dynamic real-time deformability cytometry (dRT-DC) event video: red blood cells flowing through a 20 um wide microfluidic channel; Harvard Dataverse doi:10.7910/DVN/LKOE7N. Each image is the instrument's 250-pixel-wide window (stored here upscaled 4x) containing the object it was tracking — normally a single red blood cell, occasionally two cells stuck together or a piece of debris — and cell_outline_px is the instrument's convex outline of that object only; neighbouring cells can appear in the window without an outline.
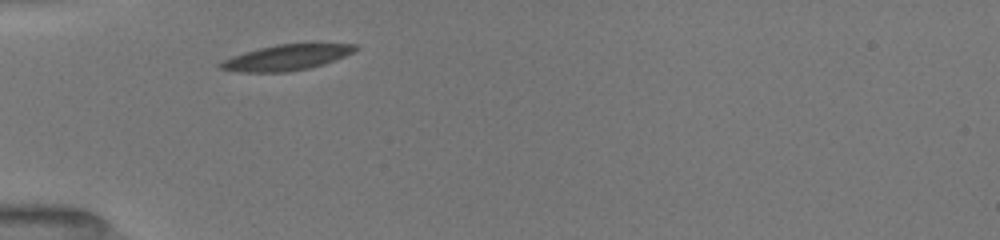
{"species": "common noctule bat (a hibernating species)", "species_latin": "Nyctalus noctula", "temperature_condition": "room temperature", "stored_images_in_passage": 27, "camera_frame_rate_fps": 3000, "um_per_image_px": 0.085, "animal": {"sex": "female", "body_mass_g": 19.5, "forearm_length_mm": 54.1}, "frame": {"image": 1, "passage_image": 1, "time_ms": 0.0, "image_size_px": [1000, 240], "cell_outline_px": [[360, 48], [344, 56], [324, 64], [308, 68], [288, 72], [240, 72], [220, 68], [216, 64], [232, 56], [244, 52], [276, 44], [356, 44]], "centroid_in_image_um": [24.33, 4.89], "position_along_channel_um": 60.7, "area_um2": 19.94}}
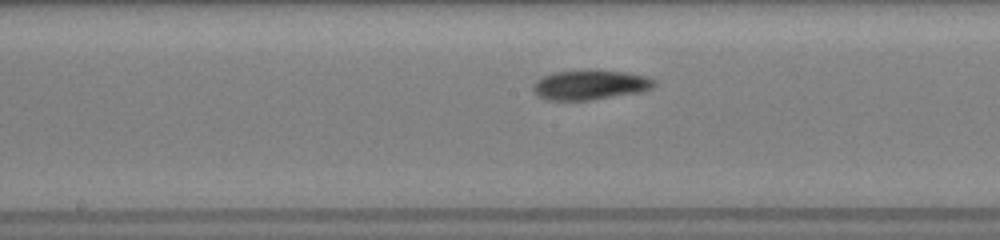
{"frame": {"image": 2, "passage_image": 10, "time_ms": 3.667, "image_size_px": [1000, 240], "cell_outline_px": [[656, 84], [652, 88], [644, 92], [588, 100], [548, 100], [536, 96], [532, 88], [532, 84], [536, 80], [544, 76], [556, 72], [588, 68], [596, 68], [624, 72], [648, 76], [656, 80]], "centroid_in_image_um": [50.18, 7.19], "position_along_channel_um": 198.0, "area_um2": 21.68}}
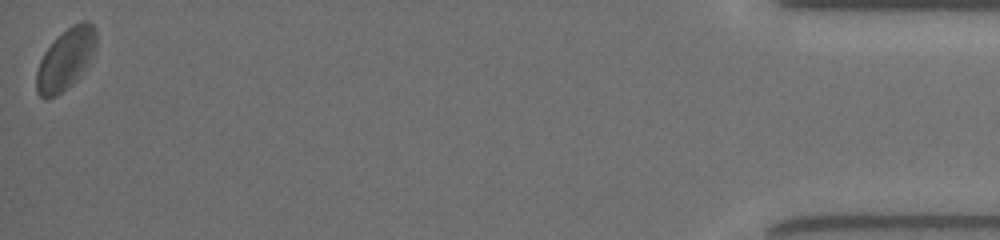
{"frame": {"image": 3, "passage_image": 27, "time_ms": 11.667, "image_size_px": [1000, 240], "cell_outline_px": [[96, 44], [92, 52], [76, 80], [56, 96], [48, 100], [44, 100], [36, 92], [36, 72], [40, 60], [44, 52], [72, 24], [80, 20], [88, 20], [96, 28]], "centroid_in_image_um": [5.55, 5.04], "position_along_channel_um": 429.7, "area_um2": 20.81}, "authors_computed_cell_mechanics": {"area_um2": 20.1722, "velocity_mm_per_s": 3.9464, "shape_relaxation_time_tau1_ms": 3.2563, "shape_relaxation_time_tau2_ms": 2.3202, "deformation_change_tau1": 0.1103, "deformation_change_tau2": 0.0662}}